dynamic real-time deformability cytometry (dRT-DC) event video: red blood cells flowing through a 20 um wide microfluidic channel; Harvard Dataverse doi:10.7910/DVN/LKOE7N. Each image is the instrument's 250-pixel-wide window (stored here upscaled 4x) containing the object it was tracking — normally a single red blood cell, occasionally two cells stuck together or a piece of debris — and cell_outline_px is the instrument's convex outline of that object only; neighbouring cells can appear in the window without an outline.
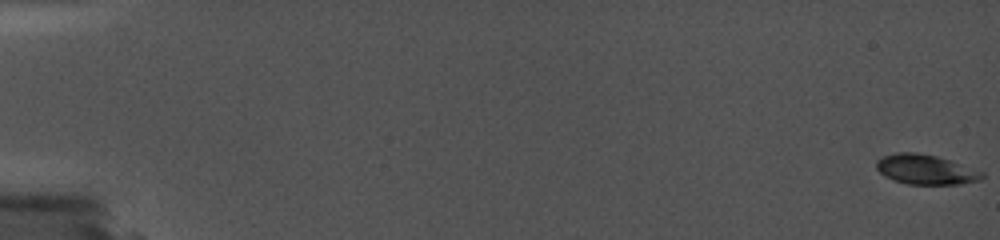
{"species": "common noctule bat (a hibernating species)", "species_latin": "Nyctalus noctula", "temperature_condition": "cold", "stored_images_in_passage": 35, "camera_frame_rate_fps": 5000, "um_per_image_px": 0.085, "animal": {"sex": "female", "body_mass_g": 19.0, "forearm_length_mm": 56.7}, "frame": {"image": 1, "passage_image": 1, "time_ms": 0.0, "image_size_px": [1000, 240], "cell_outline_px": [[984, 176], [980, 180], [960, 184], [908, 184], [884, 176], [876, 168], [876, 160], [884, 156], [896, 152], [916, 152], [936, 156], [952, 160], [984, 172]], "centroid_in_image_um": [78.7, 14.4], "position_along_channel_um": 6.3, "area_um2": 18.38}}
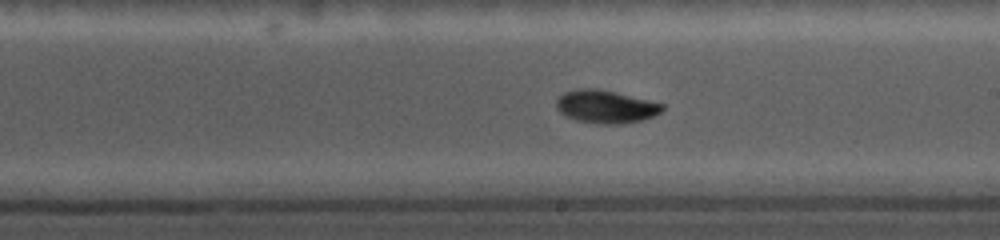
{"frame": {"image": 2, "passage_image": 25, "time_ms": 11.4, "image_size_px": [1000, 240], "cell_outline_px": [[664, 108], [660, 112], [652, 116], [640, 120], [620, 124], [596, 124], [576, 120], [564, 116], [556, 108], [556, 100], [564, 92], [580, 88], [596, 88], [616, 92], [664, 104]], "centroid_in_image_um": [51.44, 9.06], "position_along_channel_um": 237.6, "area_um2": 20.35}}
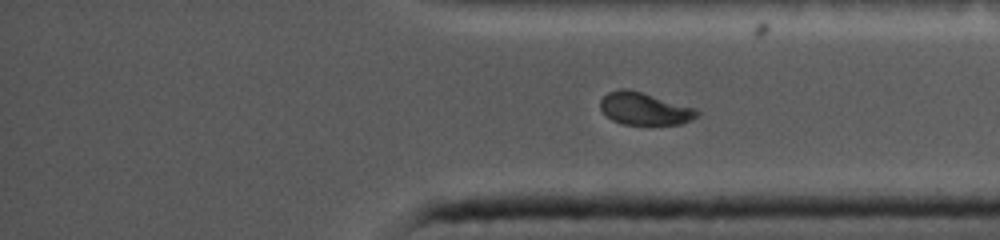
{"frame": {"image": 3, "passage_image": 35, "time_ms": 15.2, "image_size_px": [1000, 240], "cell_outline_px": [[700, 116], [680, 124], [624, 124], [612, 120], [600, 108], [600, 100], [608, 92], [620, 88], [628, 88], [696, 108], [700, 112]], "centroid_in_image_um": [54.8, 9.23], "position_along_channel_um": 380.4, "area_um2": 18.21}}